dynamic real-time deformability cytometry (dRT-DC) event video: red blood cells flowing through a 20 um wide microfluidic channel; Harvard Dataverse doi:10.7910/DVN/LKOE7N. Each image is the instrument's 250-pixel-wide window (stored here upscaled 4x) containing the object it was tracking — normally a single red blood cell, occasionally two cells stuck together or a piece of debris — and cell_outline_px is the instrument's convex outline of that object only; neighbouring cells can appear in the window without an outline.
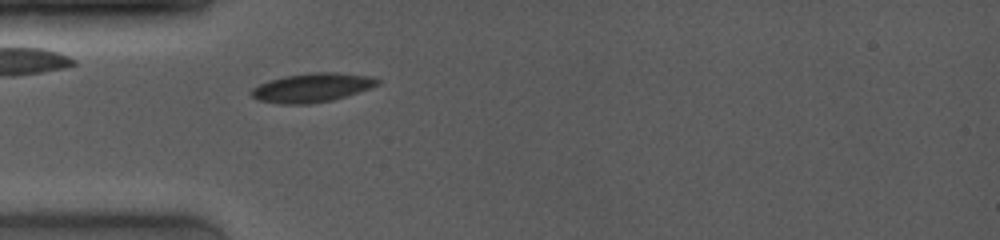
{"species": "common noctule bat (a hibernating species)", "species_latin": "Nyctalus noctula", "temperature_condition": "room temperature", "stored_images_in_passage": 26, "camera_frame_rate_fps": 4000, "um_per_image_px": 0.085, "animal": {"sex": "female", "body_mass_g": 19.0, "forearm_length_mm": 53.3}, "frame": {"image": 1, "passage_image": 1, "time_ms": 0.0, "image_size_px": [1000, 240], "cell_outline_px": [[380, 84], [332, 100], [308, 104], [280, 104], [256, 100], [248, 92], [252, 88], [268, 80], [284, 76], [312, 72], [336, 72], [376, 76], [380, 80]], "centroid_in_image_um": [26.5, 7.44], "position_along_channel_um": 58.5, "area_um2": 21.44}}